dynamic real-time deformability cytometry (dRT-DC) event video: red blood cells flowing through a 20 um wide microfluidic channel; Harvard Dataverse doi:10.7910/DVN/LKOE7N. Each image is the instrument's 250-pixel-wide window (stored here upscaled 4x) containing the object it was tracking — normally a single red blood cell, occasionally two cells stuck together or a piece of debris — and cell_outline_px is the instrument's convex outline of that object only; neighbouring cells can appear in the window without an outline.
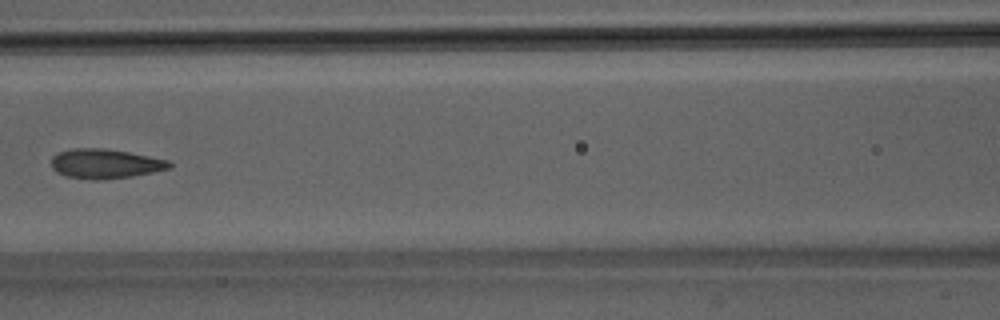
{"species": "Egyptian fruit bat (a non-hibernating species)", "species_latin": "Rousettus aegyptiacus", "temperature_condition": "room temperature", "stored_images_in_passage": 7, "camera_frame_rate_fps": 3000, "um_per_image_px": 0.085, "animal": {"sex": "male"}, "frame": {"image": 1, "passage_image": 5, "time_ms": 1.333, "image_size_px": [1000, 320], "cell_outline_px": [[172, 164], [168, 168], [152, 172], [132, 176], [96, 180], [92, 180], [64, 176], [56, 172], [52, 168], [52, 156], [60, 152], [72, 148], [104, 148], [128, 152], [168, 160]], "centroid_in_image_um": [8.89, 13.91], "position_along_channel_um": 157.7, "area_um2": 20.17}}